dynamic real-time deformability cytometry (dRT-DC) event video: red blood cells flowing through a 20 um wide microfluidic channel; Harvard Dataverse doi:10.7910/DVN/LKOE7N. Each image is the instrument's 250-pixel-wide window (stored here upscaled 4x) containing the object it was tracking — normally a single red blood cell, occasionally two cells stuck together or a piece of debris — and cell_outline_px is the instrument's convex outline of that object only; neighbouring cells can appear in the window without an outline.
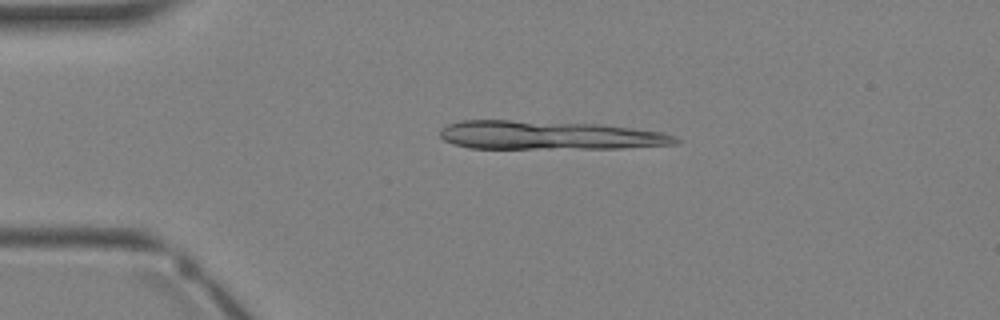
{"species": "Egyptian fruit bat (a non-hibernating species)", "species_latin": "Rousettus aegyptiacus", "temperature_condition": "warm", "stored_images_in_passage": 3, "camera_frame_rate_fps": 3000, "um_per_image_px": 0.085, "animal": {"sex": "female"}, "frame": {"image": 1, "passage_image": 2, "time_ms": 1.333, "image_size_px": [1000, 320], "cell_outline_px": [[680, 140], [676, 144], [620, 148], [468, 148], [452, 144], [444, 140], [440, 136], [440, 128], [448, 124], [460, 120], [512, 120], [600, 124], [664, 132], [676, 136]], "centroid_in_image_um": [46.66, 11.49], "position_along_channel_um": 38.3, "area_um2": 39.48}}